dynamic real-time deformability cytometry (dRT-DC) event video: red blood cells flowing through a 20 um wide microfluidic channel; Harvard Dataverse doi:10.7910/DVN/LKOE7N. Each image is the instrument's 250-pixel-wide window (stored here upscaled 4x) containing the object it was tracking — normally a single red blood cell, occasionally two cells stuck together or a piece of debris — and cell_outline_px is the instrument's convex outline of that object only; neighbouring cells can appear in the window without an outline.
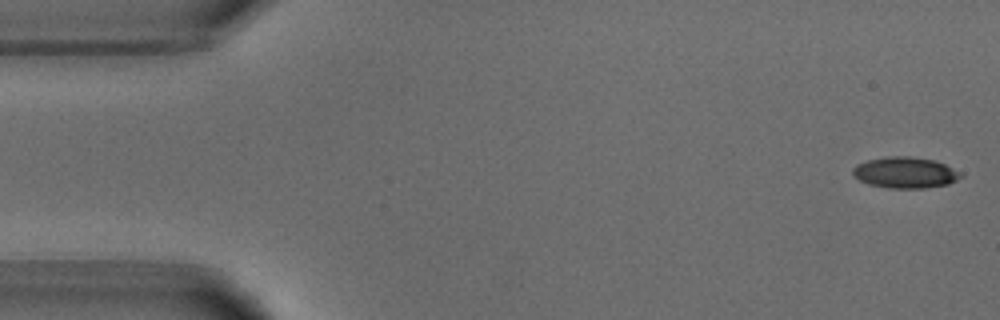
{"species": "common noctule bat (a hibernating species)", "species_latin": "Nyctalus noctula", "temperature_condition": "warm", "stored_images_in_passage": 51, "camera_frame_rate_fps": 3000, "um_per_image_px": 0.085, "animal": {"sex": "male", "body_mass_g": 18.8}, "frame": {"image": 1, "passage_image": 1, "time_ms": 0.0, "image_size_px": [1000, 320], "cell_outline_px": [[964, 176], [948, 184], [924, 188], [888, 188], [868, 184], [852, 176], [852, 168], [856, 164], [868, 160], [888, 156], [908, 156], [936, 160], [964, 172]], "centroid_in_image_um": [76.97, 14.66], "position_along_channel_um": 8.0, "area_um2": 19.88}}
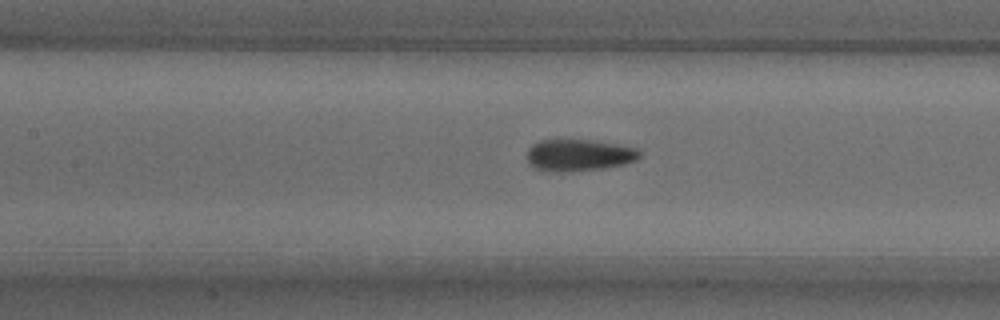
{"frame": {"image": 2, "passage_image": 22, "time_ms": 7.0, "image_size_px": [1000, 320], "cell_outline_px": [[640, 156], [636, 160], [624, 164], [604, 168], [568, 172], [544, 172], [532, 168], [528, 164], [528, 148], [532, 144], [540, 140], [592, 140], [616, 144], [636, 148], [640, 152]], "centroid_in_image_um": [49.15, 13.21], "position_along_channel_um": 158.3, "area_um2": 21.1}}
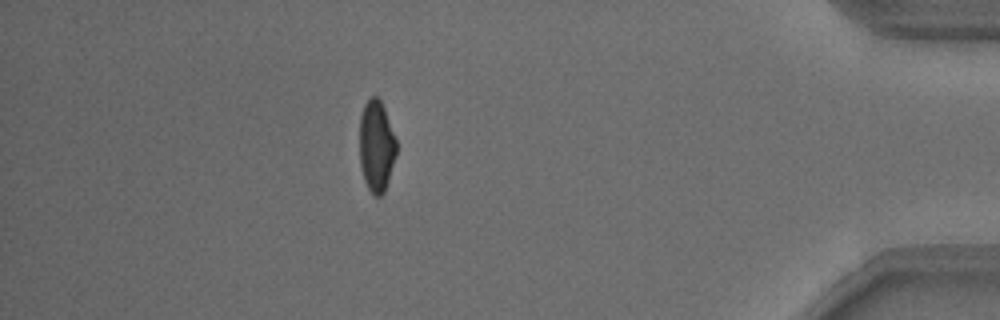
{"frame": {"image": 3, "passage_image": 45, "time_ms": 14.667, "image_size_px": [1000, 320], "cell_outline_px": [[396, 156], [384, 192], [380, 196], [376, 196], [368, 188], [364, 180], [360, 164], [360, 116], [364, 104], [372, 96], [376, 96], [380, 100], [384, 108], [396, 140]], "centroid_in_image_um": [31.99, 12.41], "position_along_channel_um": 403.2, "area_um2": 19.42}, "authors_computed_cell_mechanics": {"area_um2": 20.4034, "velocity_mm_per_s": 3.8414, "shape_relaxation_time_tau1_ms": 2.4627, "shape_relaxation_time_tau2_ms": 1.2551, "deformation_change_tau1": 0.1128, "deformation_change_tau2": 0.0607}}